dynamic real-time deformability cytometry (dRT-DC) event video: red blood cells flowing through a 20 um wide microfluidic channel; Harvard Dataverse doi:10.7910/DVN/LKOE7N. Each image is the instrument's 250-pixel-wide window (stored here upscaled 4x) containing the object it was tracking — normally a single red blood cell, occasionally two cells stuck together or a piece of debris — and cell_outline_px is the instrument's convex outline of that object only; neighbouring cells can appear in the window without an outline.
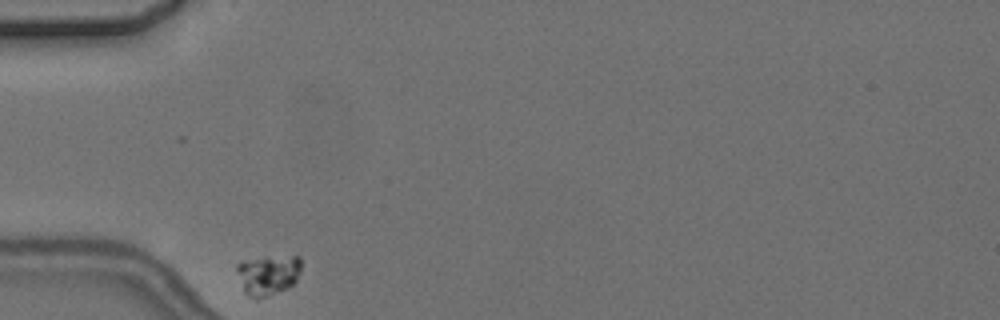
{"species": "common noctule bat (a hibernating species)", "species_latin": "Nyctalus noctula", "temperature_condition": "cold", "stored_images_in_passage": 3, "camera_frame_rate_fps": 3000, "um_per_image_px": 0.085, "animal": {"sex": "female", "body_mass_g": 24.6, "forearm_length_mm": 56.2}, "frame": {"image": 1, "passage_image": 1, "time_ms": 0.0, "image_size_px": [1000, 320], "cell_outline_px": [[300, 272], [296, 280], [288, 288], [264, 296], [248, 296], [244, 292], [236, 268], [236, 264], [240, 260], [264, 256], [300, 256]], "centroid_in_image_um": [22.77, 23.3], "position_along_channel_um": 62.2, "area_um2": 15.03}}
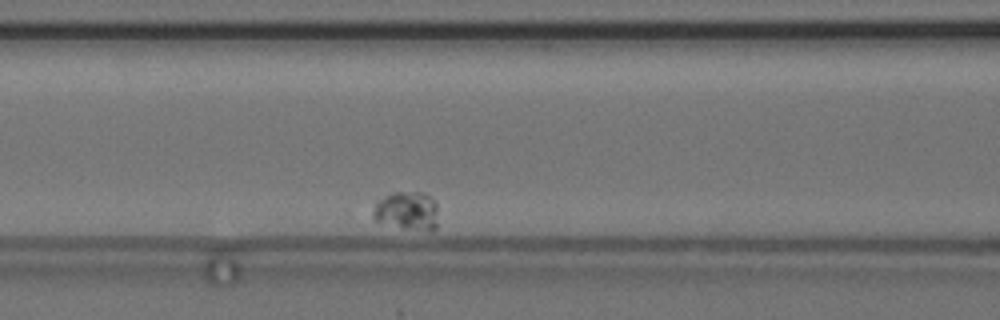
{"frame": {"image": 2, "passage_image": 3, "time_ms": 3.0, "image_size_px": [1000, 320], "cell_outline_px": [[436, 228], [432, 232], [400, 228], [372, 220], [372, 212], [376, 204], [384, 196], [392, 192], [424, 192], [432, 196], [436, 204]], "centroid_in_image_um": [34.6, 17.94], "position_along_channel_um": 132.0, "area_um2": 14.97}}